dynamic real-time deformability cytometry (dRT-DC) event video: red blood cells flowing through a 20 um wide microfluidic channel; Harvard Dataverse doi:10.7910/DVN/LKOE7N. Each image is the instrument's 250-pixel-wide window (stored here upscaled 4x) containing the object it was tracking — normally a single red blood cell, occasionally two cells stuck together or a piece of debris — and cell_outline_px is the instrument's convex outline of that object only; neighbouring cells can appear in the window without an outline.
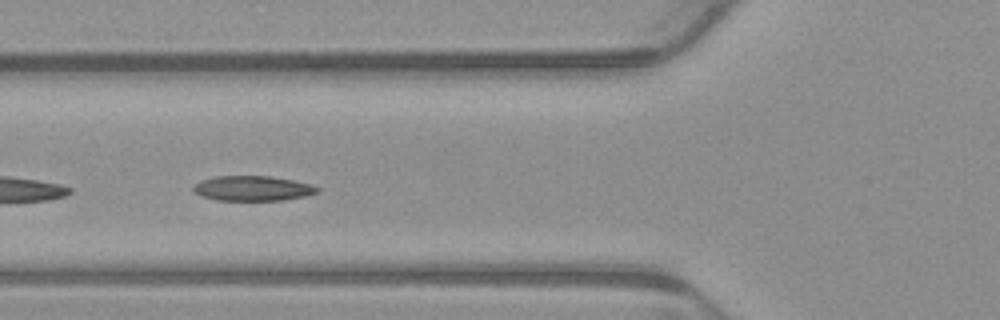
{"species": "common noctule bat (a hibernating species)", "species_latin": "Nyctalus noctula", "temperature_condition": "warm", "stored_images_in_passage": 7, "camera_frame_rate_fps": 3000, "um_per_image_px": 0.085, "animal": {"sex": "male", "body_mass_g": 23.1, "forearm_length_mm": 52.7}, "frame": {"image": 1, "passage_image": 5, "time_ms": 1.333, "image_size_px": [1000, 320], "cell_outline_px": [[320, 192], [308, 196], [284, 200], [216, 200], [204, 196], [196, 192], [192, 188], [192, 184], [200, 180], [216, 176], [272, 176], [296, 180], [312, 184], [320, 188]], "centroid_in_image_um": [21.54, 16.0], "position_along_channel_um": 104.3, "area_um2": 18.32}}
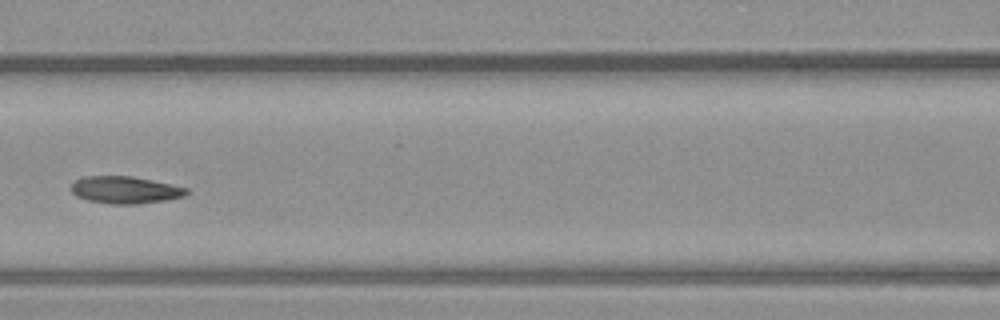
{"frame": {"image": 2, "passage_image": 6, "time_ms": 1.667, "image_size_px": [1000, 320], "cell_outline_px": [[188, 192], [184, 196], [168, 200], [140, 204], [108, 204], [88, 200], [76, 196], [72, 192], [72, 184], [76, 180], [84, 176], [132, 176], [172, 184], [188, 188]], "centroid_in_image_um": [10.66, 16.15], "position_along_channel_um": 155.9, "area_um2": 18.38}}
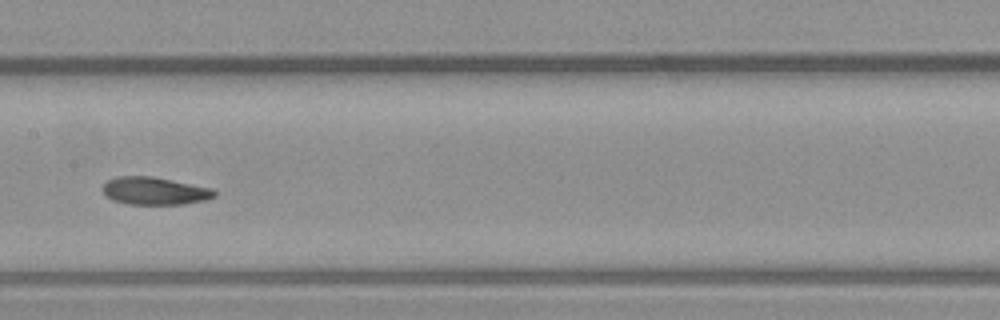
{"frame": {"image": 3, "passage_image": 7, "time_ms": 2.0, "image_size_px": [1000, 320], "cell_outline_px": [[216, 196], [204, 200], [184, 204], [128, 204], [112, 200], [104, 192], [104, 184], [108, 180], [116, 176], [152, 176], [212, 188], [216, 192]], "centroid_in_image_um": [13.16, 16.22], "position_along_channel_um": 194.2, "area_um2": 17.86}}